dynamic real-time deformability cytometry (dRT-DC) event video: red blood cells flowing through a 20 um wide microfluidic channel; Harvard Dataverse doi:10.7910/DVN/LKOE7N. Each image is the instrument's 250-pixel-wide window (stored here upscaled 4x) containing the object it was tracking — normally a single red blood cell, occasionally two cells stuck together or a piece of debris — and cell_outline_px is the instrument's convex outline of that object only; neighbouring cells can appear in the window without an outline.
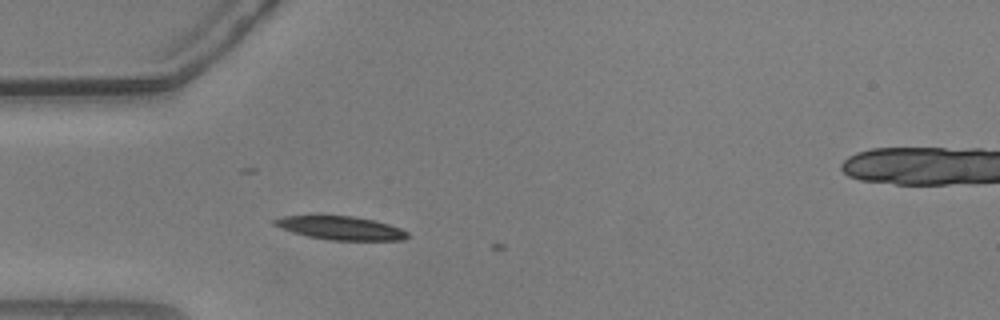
{"species": "common noctule bat (a hibernating species)", "species_latin": "Nyctalus noctula", "temperature_condition": "warm", "stored_images_in_passage": 2, "camera_frame_rate_fps": 3000, "um_per_image_px": 0.085, "animal": {"sex": "male", "body_mass_g": 20.5, "forearm_length_mm": 52.5}, "frame": {"image": 1, "passage_image": 1, "time_ms": 0.0, "image_size_px": [1000, 320], "cell_outline_px": [[412, 236], [404, 240], [328, 240], [308, 236], [292, 232], [280, 228], [272, 224], [272, 220], [284, 216], [316, 212], [320, 212], [352, 216], [372, 220], [388, 224], [400, 228], [408, 232]], "centroid_in_image_um": [28.87, 19.33], "position_along_channel_um": 56.1, "area_um2": 19.19}}